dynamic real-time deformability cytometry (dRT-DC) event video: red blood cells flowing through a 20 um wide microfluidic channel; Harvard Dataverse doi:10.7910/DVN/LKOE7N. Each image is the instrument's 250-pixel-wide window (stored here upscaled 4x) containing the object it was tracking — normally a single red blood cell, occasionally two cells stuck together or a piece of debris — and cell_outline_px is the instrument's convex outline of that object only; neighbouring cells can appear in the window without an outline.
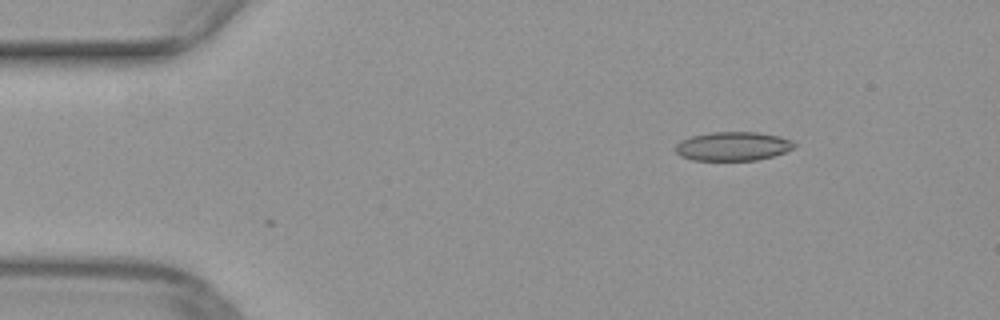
{"species": "common noctule bat (a hibernating species)", "species_latin": "Nyctalus noctula", "temperature_condition": "warm", "stored_images_in_passage": 2, "camera_frame_rate_fps": 3000, "um_per_image_px": 0.085, "animal": {"sex": "female", "body_mass_g": 29.2, "forearm_length_mm": 56.3}, "frame": {"image": 1, "passage_image": 2, "time_ms": 0.333, "image_size_px": [1000, 320], "cell_outline_px": [[796, 144], [792, 148], [784, 152], [772, 156], [756, 160], [692, 160], [680, 156], [676, 152], [676, 144], [680, 140], [692, 136], [712, 132], [756, 132], [780, 136], [792, 140]], "centroid_in_image_um": [62.28, 12.43], "position_along_channel_um": 22.7, "area_um2": 19.94}}